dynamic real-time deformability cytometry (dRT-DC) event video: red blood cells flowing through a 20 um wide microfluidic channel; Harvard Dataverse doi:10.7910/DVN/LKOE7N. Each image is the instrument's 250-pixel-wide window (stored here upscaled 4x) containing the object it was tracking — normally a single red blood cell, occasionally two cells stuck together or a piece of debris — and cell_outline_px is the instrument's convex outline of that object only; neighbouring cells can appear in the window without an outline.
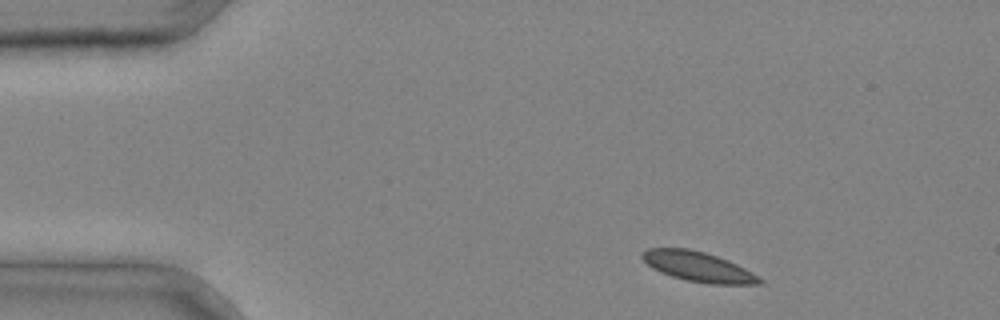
{"species": "common noctule bat (a hibernating species)", "species_latin": "Nyctalus noctula", "temperature_condition": "cold", "stored_images_in_passage": 3, "camera_frame_rate_fps": 3000, "um_per_image_px": 0.085, "animal": {"sex": "male", "body_mass_g": 20.4}, "frame": {"image": 1, "passage_image": 1, "time_ms": 0.0, "image_size_px": [1000, 320], "cell_outline_px": [[764, 284], [708, 284], [688, 280], [672, 276], [660, 272], [652, 268], [640, 256], [640, 252], [648, 248], [688, 248], [704, 252], [728, 260], [752, 272], [764, 280]], "centroid_in_image_um": [59.34, 22.67], "position_along_channel_um": 25.7, "area_um2": 20.4}}
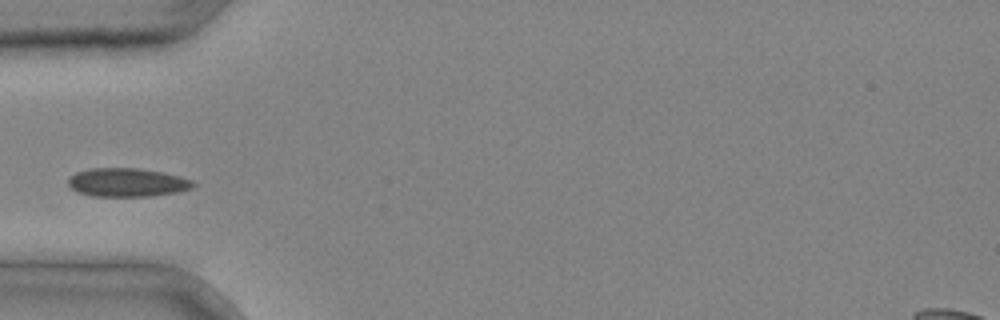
{"frame": {"image": 2, "passage_image": 3, "time_ms": 0.667, "image_size_px": [1000, 320], "cell_outline_px": [[196, 184], [192, 188], [176, 192], [152, 196], [92, 196], [76, 192], [68, 184], [68, 176], [76, 172], [88, 168], [140, 168], [164, 172], [180, 176], [192, 180]], "centroid_in_image_um": [10.79, 15.5], "position_along_channel_um": 74.2, "area_um2": 21.04}}